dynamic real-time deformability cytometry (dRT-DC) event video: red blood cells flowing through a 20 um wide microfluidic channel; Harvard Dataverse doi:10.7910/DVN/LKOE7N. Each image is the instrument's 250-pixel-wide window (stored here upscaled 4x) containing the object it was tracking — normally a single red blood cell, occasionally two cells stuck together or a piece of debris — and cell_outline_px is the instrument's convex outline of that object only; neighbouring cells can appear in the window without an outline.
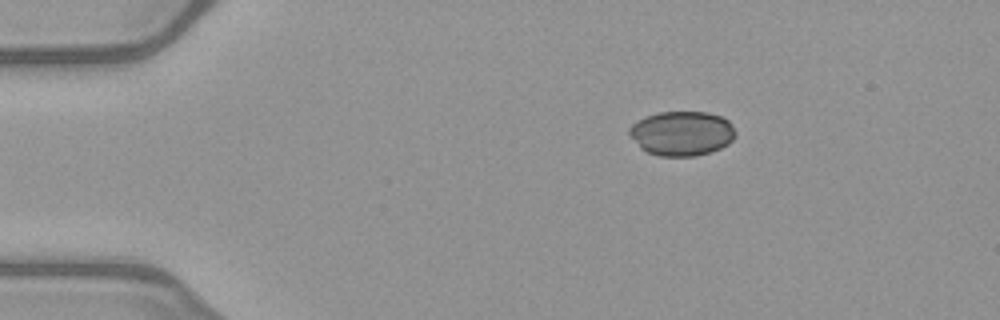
{"species": "common noctule bat (a hibernating species)", "species_latin": "Nyctalus noctula", "temperature_condition": "warm", "stored_images_in_passage": 43, "camera_frame_rate_fps": 3000, "um_per_image_px": 0.085, "animal": {"sex": "female", "body_mass_g": 21.9}, "frame": {"image": 1, "passage_image": 1, "time_ms": 0.0, "image_size_px": [1000, 320], "cell_outline_px": [[736, 136], [728, 144], [720, 148], [696, 156], [660, 156], [648, 152], [640, 148], [628, 132], [628, 128], [636, 120], [660, 112], [708, 112], [720, 116], [728, 120], [732, 124], [736, 132]], "centroid_in_image_um": [57.96, 11.33], "position_along_channel_um": 27.0, "area_um2": 27.57}}
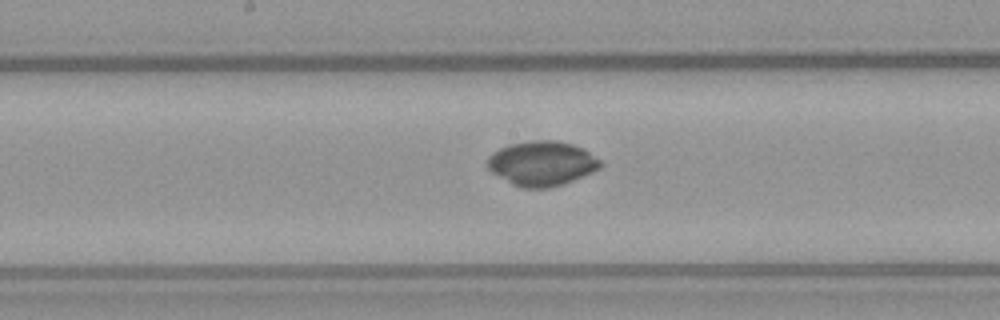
{"frame": {"image": 2, "passage_image": 19, "time_ms": 6.0, "image_size_px": [1000, 320], "cell_outline_px": [[604, 164], [600, 168], [592, 172], [572, 180], [548, 188], [520, 188], [512, 184], [492, 172], [484, 164], [488, 156], [492, 152], [500, 148], [512, 144], [536, 140], [556, 140], [572, 144], [584, 148], [600, 160]], "centroid_in_image_um": [46.04, 13.89], "position_along_channel_um": 202.2, "area_um2": 29.36}}
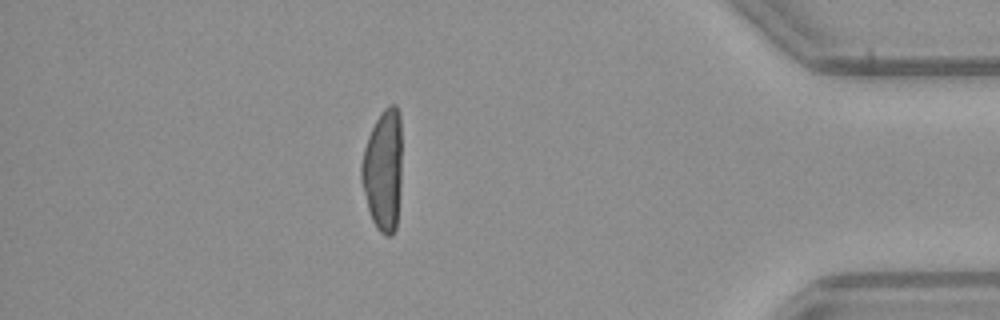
{"frame": {"image": 3, "passage_image": 37, "time_ms": 12.0, "image_size_px": [1000, 320], "cell_outline_px": [[400, 188], [396, 228], [392, 236], [384, 236], [376, 228], [372, 220], [368, 208], [360, 180], [360, 164], [364, 148], [368, 136], [376, 120], [384, 108], [388, 104], [396, 104], [400, 112]], "centroid_in_image_um": [32.55, 14.47], "position_along_channel_um": 402.7, "area_um2": 28.84}}